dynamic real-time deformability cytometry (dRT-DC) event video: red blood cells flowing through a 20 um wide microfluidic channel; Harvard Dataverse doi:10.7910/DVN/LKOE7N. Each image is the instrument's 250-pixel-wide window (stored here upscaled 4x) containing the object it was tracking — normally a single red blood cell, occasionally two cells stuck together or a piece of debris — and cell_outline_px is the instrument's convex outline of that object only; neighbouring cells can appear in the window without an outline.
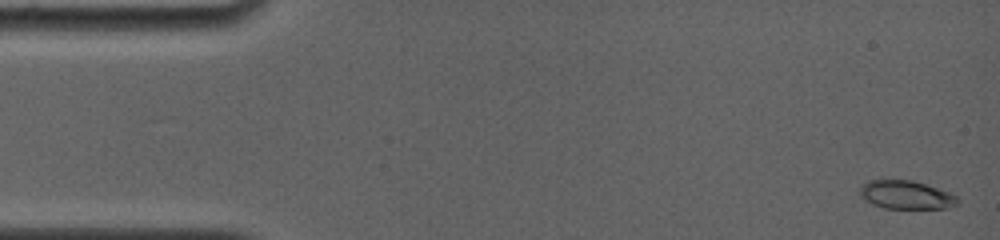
{"species": "common noctule bat (a hibernating species)", "species_latin": "Nyctalus noctula", "temperature_condition": "room temperature", "stored_images_in_passage": 20, "camera_frame_rate_fps": 4000, "um_per_image_px": 0.085, "animal": {"sex": "female", "body_mass_g": 19.0, "forearm_length_mm": 56.7}, "frame": {"image": 1, "passage_image": 1, "time_ms": 0.0, "image_size_px": [1000, 240], "cell_outline_px": [[960, 200], [956, 204], [944, 208], [884, 208], [872, 204], [864, 200], [860, 196], [860, 188], [864, 184], [872, 180], [912, 180], [928, 184], [948, 192], [956, 196]], "centroid_in_image_um": [77.01, 16.56], "position_along_channel_um": 8.0, "area_um2": 16.07}}
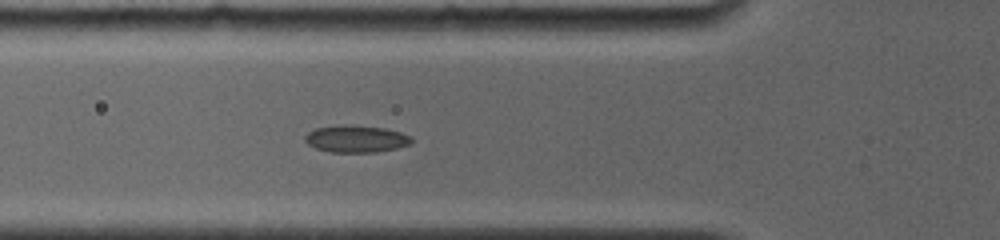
{"frame": {"image": 2, "passage_image": 12, "time_ms": 5.5, "image_size_px": [1000, 240], "cell_outline_px": [[412, 140], [408, 144], [396, 148], [376, 152], [332, 152], [316, 148], [308, 144], [304, 140], [304, 136], [308, 132], [316, 128], [340, 124], [344, 124], [384, 128], [400, 132], [412, 136]], "centroid_in_image_um": [30.24, 11.79], "position_along_channel_um": 95.6, "area_um2": 16.76}}
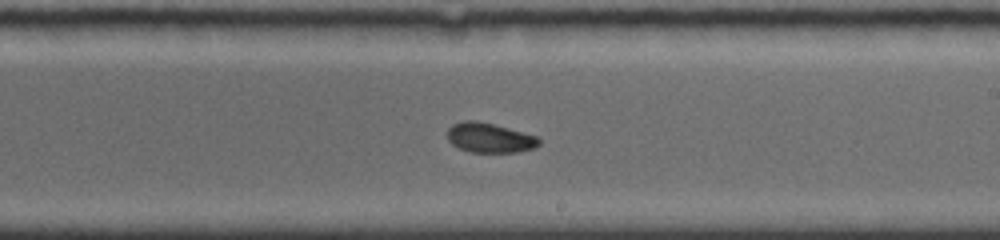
{"frame": {"image": 3, "passage_image": 20, "time_ms": 9.5, "image_size_px": [1000, 240], "cell_outline_px": [[540, 144], [536, 148], [520, 152], [472, 152], [460, 148], [452, 144], [448, 140], [448, 128], [452, 124], [464, 120], [476, 120], [508, 128], [536, 136], [540, 140]], "centroid_in_image_um": [41.62, 11.71], "position_along_channel_um": 247.4, "area_um2": 15.84}}